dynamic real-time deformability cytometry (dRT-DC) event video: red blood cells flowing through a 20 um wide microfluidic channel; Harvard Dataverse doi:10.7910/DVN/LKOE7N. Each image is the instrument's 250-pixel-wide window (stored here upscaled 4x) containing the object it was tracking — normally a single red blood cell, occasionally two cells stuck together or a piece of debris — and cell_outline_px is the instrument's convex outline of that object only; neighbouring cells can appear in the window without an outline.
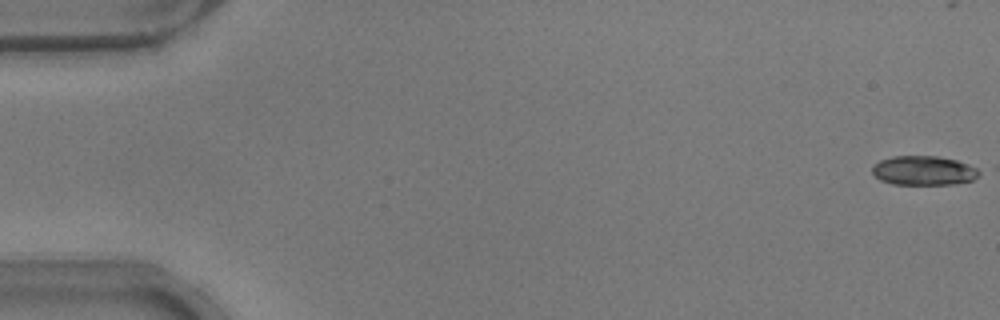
{"species": "common noctule bat (a hibernating species)", "species_latin": "Nyctalus noctula", "temperature_condition": "warm", "stored_images_in_passage": 9, "camera_frame_rate_fps": 3000, "um_per_image_px": 0.085, "animal": {"sex": "male", "body_mass_g": 17.9}, "frame": {"image": 1, "passage_image": 1, "time_ms": 0.0, "image_size_px": [1000, 320], "cell_outline_px": [[980, 176], [972, 180], [952, 184], [892, 184], [880, 180], [872, 172], [872, 164], [880, 160], [892, 156], [940, 156], [956, 160], [968, 164], [976, 168], [980, 172]], "centroid_in_image_um": [78.5, 14.49], "position_along_channel_um": 6.5, "area_um2": 18.32}}